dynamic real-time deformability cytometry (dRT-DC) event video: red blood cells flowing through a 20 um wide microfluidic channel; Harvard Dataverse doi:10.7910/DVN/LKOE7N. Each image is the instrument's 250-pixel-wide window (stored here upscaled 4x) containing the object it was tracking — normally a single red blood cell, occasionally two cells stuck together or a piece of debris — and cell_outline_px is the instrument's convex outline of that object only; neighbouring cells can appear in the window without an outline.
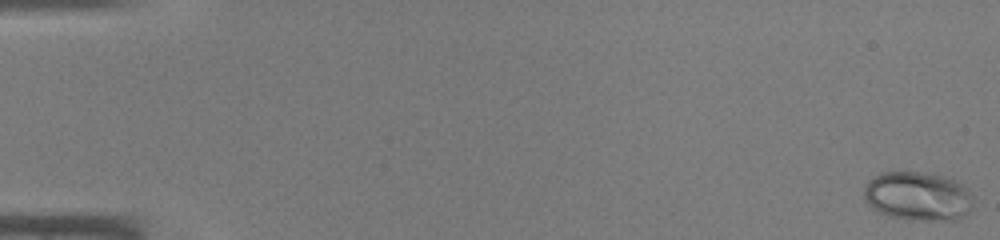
{"species": "common noctule bat (a hibernating species)", "species_latin": "Nyctalus noctula", "temperature_condition": "warm", "stored_images_in_passage": 46, "camera_frame_rate_fps": 3000, "um_per_image_px": 0.085, "animal": {"sex": "male", "body_mass_g": 19.0, "forearm_length_mm": 50.8}, "frame": {"image": 1, "passage_image": 1, "time_ms": 0.0, "image_size_px": [1000, 240], "cell_outline_px": [[972, 208], [960, 220], [908, 220], [888, 216], [872, 208], [864, 200], [864, 188], [868, 180], [872, 176], [880, 172], [928, 172], [944, 176], [968, 188], [972, 196]], "centroid_in_image_um": [78.0, 16.68], "position_along_channel_um": 7.0, "area_um2": 31.62}}
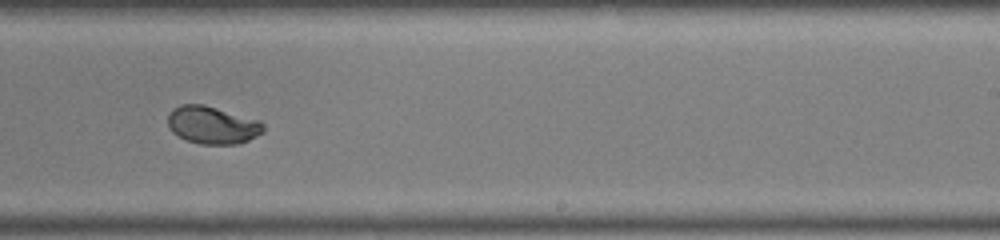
{"frame": {"image": 2, "passage_image": 30, "time_ms": 9.667, "image_size_px": [1000, 240], "cell_outline_px": [[264, 132], [248, 140], [236, 144], [200, 144], [188, 140], [172, 132], [168, 124], [168, 112], [172, 108], [180, 104], [204, 104], [260, 120], [264, 124]], "centroid_in_image_um": [18.05, 10.61], "position_along_channel_um": 270.9, "area_um2": 21.04}}
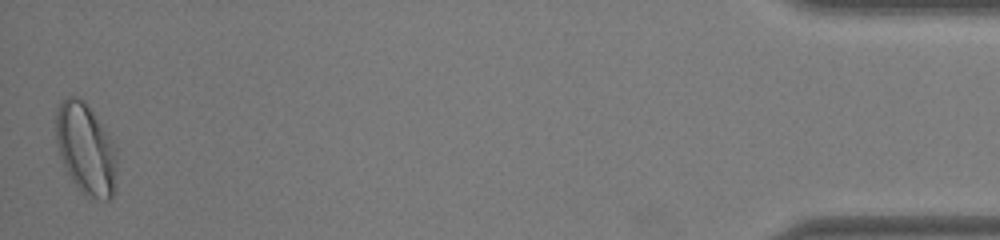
{"frame": {"image": 3, "passage_image": 46, "time_ms": 15.0, "image_size_px": [1000, 240], "cell_outline_px": [[116, 172], [112, 196], [108, 200], [104, 200], [84, 196], [72, 180], [60, 156], [56, 140], [56, 108], [60, 100], [68, 96], [76, 96], [84, 100], [116, 144]], "centroid_in_image_um": [7.29, 12.63], "position_along_channel_um": 427.9, "area_um2": 32.48}}